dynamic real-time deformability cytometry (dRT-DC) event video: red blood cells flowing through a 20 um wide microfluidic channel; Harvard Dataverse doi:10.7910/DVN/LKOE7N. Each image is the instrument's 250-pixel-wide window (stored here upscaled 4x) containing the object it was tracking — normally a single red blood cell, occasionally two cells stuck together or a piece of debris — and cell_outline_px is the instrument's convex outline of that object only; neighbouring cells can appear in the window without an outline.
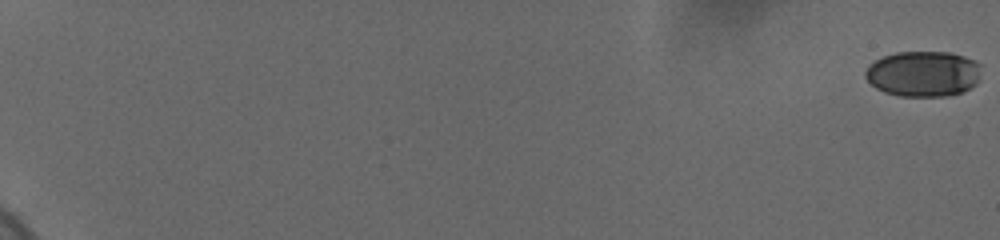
{"species": "human", "species_latin": "Homo sapiens", "temperature_condition": "cold", "stored_images_in_passage": 6, "camera_frame_rate_fps": 3000, "um_per_image_px": 0.085, "donor": {"sex": "female"}, "frame": {"image": 1, "passage_image": 1, "time_ms": 0.0, "image_size_px": [1000, 240], "cell_outline_px": [[980, 64], [976, 84], [964, 92], [948, 96], [900, 96], [884, 92], [876, 88], [864, 76], [864, 72], [876, 60], [884, 56], [896, 52], [948, 52], [964, 56]], "centroid_in_image_um": [78.47, 6.28], "position_along_channel_um": 6.5, "area_um2": 30.63}}